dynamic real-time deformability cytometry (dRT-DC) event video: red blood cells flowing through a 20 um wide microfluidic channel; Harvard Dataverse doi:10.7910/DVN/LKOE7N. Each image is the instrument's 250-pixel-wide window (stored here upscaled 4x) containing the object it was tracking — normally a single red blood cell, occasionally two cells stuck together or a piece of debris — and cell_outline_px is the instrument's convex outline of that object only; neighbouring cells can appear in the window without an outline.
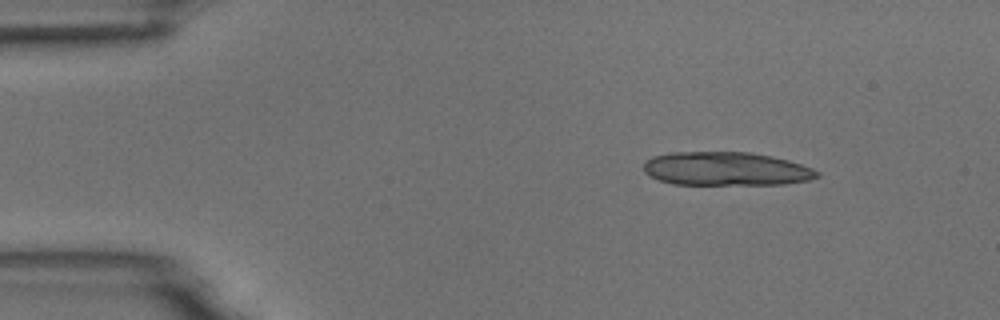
{"species": "common noctule bat (a hibernating species)", "species_latin": "Nyctalus noctula", "temperature_condition": "room temperature", "stored_images_in_passage": 19, "camera_frame_rate_fps": 3000, "um_per_image_px": 0.085, "animal": {"sex": "male", "body_mass_g": 18.8}, "frame": {"image": 1, "passage_image": 6, "time_ms": 1.667, "image_size_px": [1000, 320], "cell_outline_px": [[820, 176], [808, 180], [784, 184], [672, 184], [660, 180], [644, 172], [644, 164], [652, 156], [668, 152], [752, 152], [772, 156], [788, 160], [812, 168], [820, 172]], "centroid_in_image_um": [61.72, 14.34], "position_along_channel_um": 23.3, "area_um2": 33.93}}
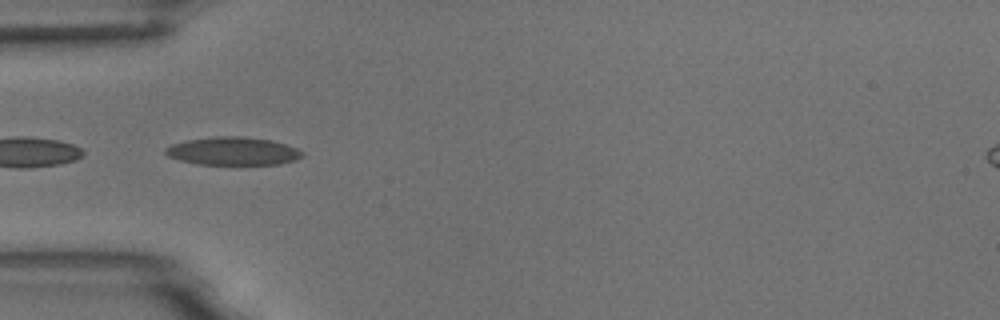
{"frame": {"image": 2, "passage_image": 16, "time_ms": 5.0, "image_size_px": [1000, 320], "cell_outline_px": [[304, 156], [296, 160], [280, 164], [200, 164], [180, 160], [168, 156], [164, 152], [164, 148], [172, 144], [188, 140], [216, 136], [240, 136], [272, 140], [296, 148], [304, 152]], "centroid_in_image_um": [19.82, 12.84], "position_along_channel_um": 65.2, "area_um2": 22.31}}